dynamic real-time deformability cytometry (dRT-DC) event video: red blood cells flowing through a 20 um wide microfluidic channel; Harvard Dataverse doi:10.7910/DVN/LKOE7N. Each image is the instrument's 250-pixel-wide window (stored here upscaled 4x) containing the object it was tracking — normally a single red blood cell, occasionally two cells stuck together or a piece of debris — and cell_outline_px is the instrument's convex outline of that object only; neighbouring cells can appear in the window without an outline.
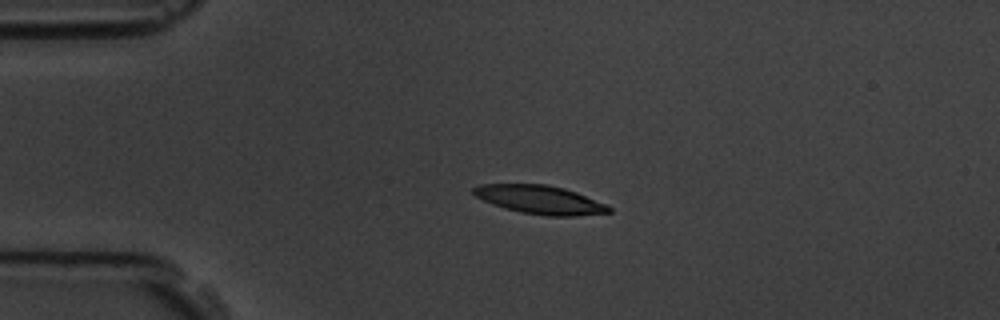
{"species": "common noctule bat (a hibernating species)", "species_latin": "Nyctalus noctula", "temperature_condition": "room temperature", "stored_images_in_passage": 5, "camera_frame_rate_fps": 3000, "um_per_image_px": 0.085, "animal": {"sex": "male", "body_mass_g": 19.5, "forearm_length_mm": 54.6}, "frame": {"image": 1, "passage_image": 4, "time_ms": 3.333, "image_size_px": [1000, 320], "cell_outline_px": [[612, 212], [576, 216], [548, 216], [520, 212], [504, 208], [492, 204], [476, 196], [472, 192], [472, 188], [480, 184], [548, 184], [564, 188], [576, 192], [608, 204], [612, 208]], "centroid_in_image_um": [45.93, 16.97], "position_along_channel_um": 39.1, "area_um2": 22.66}}